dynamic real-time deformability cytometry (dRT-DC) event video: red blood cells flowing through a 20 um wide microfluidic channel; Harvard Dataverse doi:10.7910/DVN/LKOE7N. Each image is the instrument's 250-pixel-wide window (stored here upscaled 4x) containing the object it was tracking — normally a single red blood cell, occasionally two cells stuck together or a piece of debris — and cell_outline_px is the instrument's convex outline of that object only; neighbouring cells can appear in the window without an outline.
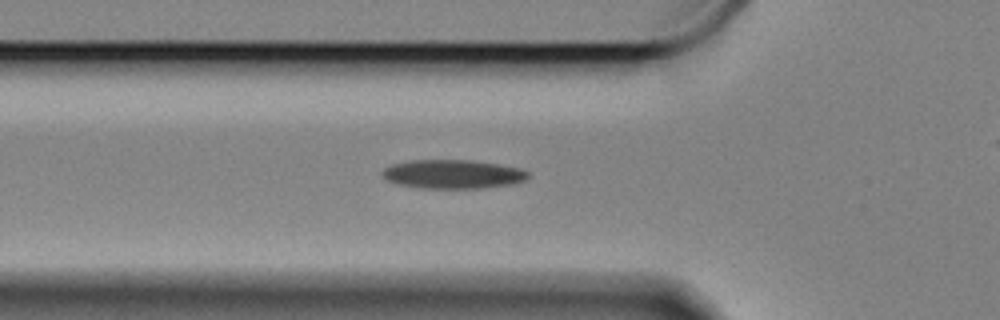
{"species": "Egyptian fruit bat (a non-hibernating species)", "species_latin": "Rousettus aegyptiacus", "temperature_condition": "cold", "stored_images_in_passage": 25, "camera_frame_rate_fps": 3000, "um_per_image_px": 0.085, "animal": {"sex": "female"}, "frame": {"image": 1, "passage_image": 2, "time_ms": 0.333, "image_size_px": [1000, 320], "cell_outline_px": [[528, 180], [512, 184], [480, 188], [420, 188], [400, 184], [388, 180], [380, 172], [384, 168], [392, 164], [412, 160], [472, 160], [520, 168], [528, 172]], "centroid_in_image_um": [38.51, 14.8], "position_along_channel_um": 87.3, "area_um2": 24.39}}
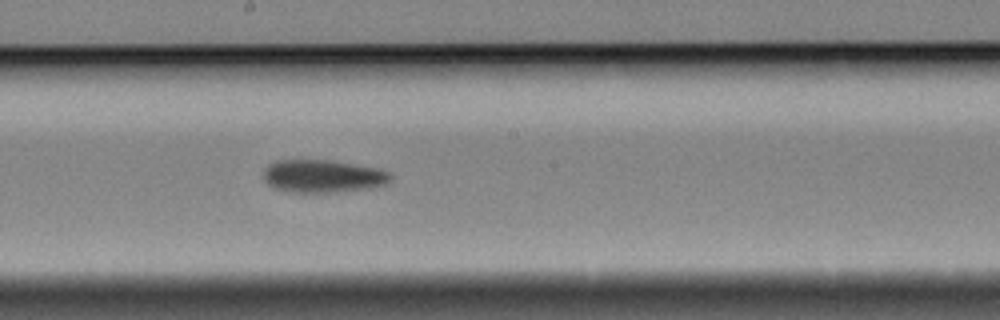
{"frame": {"image": 2, "passage_image": 14, "time_ms": 4.333, "image_size_px": [1000, 320], "cell_outline_px": [[392, 180], [388, 184], [372, 188], [328, 192], [288, 192], [272, 188], [264, 180], [264, 168], [268, 164], [276, 160], [328, 160], [384, 168], [392, 172]], "centroid_in_image_um": [27.5, 14.97], "position_along_channel_um": 220.7, "area_um2": 24.8}}
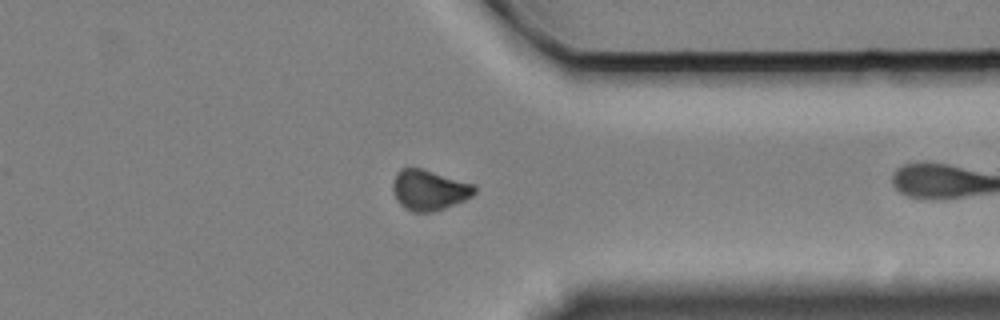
{"frame": {"image": 3, "passage_image": 24, "time_ms": 7.667, "image_size_px": [1000, 320], "cell_outline_px": [[476, 192], [472, 196], [464, 200], [444, 208], [432, 212], [412, 212], [404, 208], [396, 200], [392, 188], [392, 184], [396, 172], [400, 168], [420, 168], [476, 184]], "centroid_in_image_um": [36.47, 16.15], "position_along_channel_um": 374.9, "area_um2": 19.36}}